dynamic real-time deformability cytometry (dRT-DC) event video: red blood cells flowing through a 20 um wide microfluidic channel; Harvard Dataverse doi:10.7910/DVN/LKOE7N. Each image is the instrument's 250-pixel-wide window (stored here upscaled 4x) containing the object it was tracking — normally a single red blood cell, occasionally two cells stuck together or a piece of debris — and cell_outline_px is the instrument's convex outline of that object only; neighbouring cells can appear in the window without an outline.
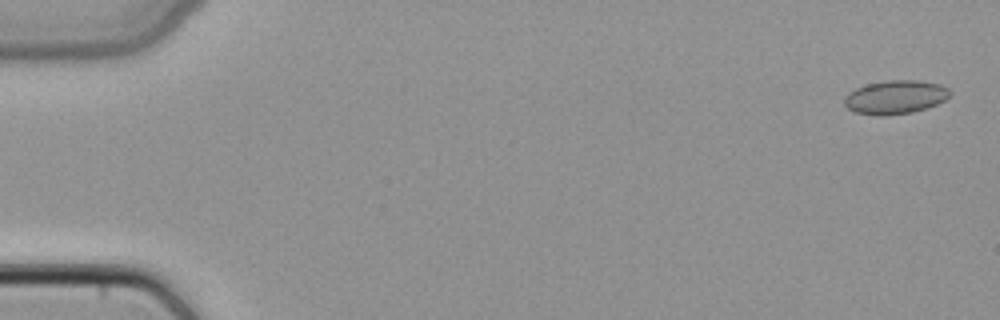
{"species": "common noctule bat (a hibernating species)", "species_latin": "Nyctalus noctula", "temperature_condition": "cold", "stored_images_in_passage": 49, "camera_frame_rate_fps": 3000, "um_per_image_px": 0.085, "animal": {"sex": "female", "body_mass_g": 22.7, "forearm_length_mm": 54.2}, "frame": {"image": 1, "passage_image": 2, "time_ms": 0.333, "image_size_px": [1000, 320], "cell_outline_px": [[952, 92], [944, 100], [928, 108], [912, 112], [888, 116], [876, 116], [856, 112], [848, 108], [844, 104], [844, 96], [848, 92], [856, 88], [868, 84], [892, 80], [920, 80], [940, 84], [948, 88]], "centroid_in_image_um": [76.1, 8.26], "position_along_channel_um": 8.9, "area_um2": 20.81}}
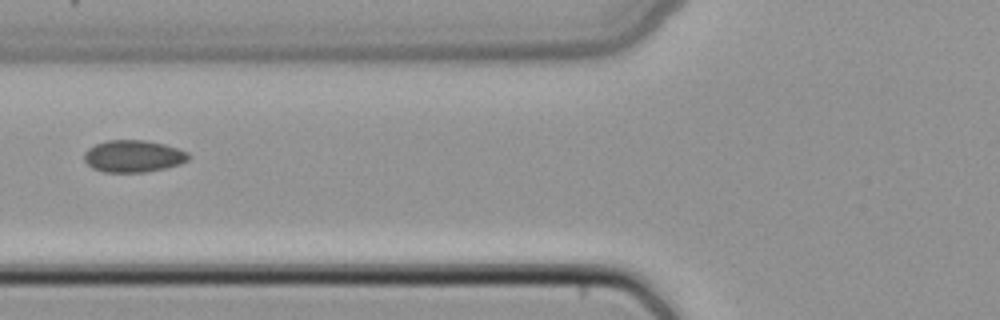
{"frame": {"image": 2, "passage_image": 20, "time_ms": 6.333, "image_size_px": [1000, 320], "cell_outline_px": [[192, 156], [188, 160], [180, 164], [164, 168], [144, 172], [104, 172], [92, 168], [84, 160], [84, 152], [88, 148], [96, 144], [108, 140], [144, 140], [164, 144], [188, 152]], "centroid_in_image_um": [11.33, 13.27], "position_along_channel_um": 114.5, "area_um2": 19.48}}
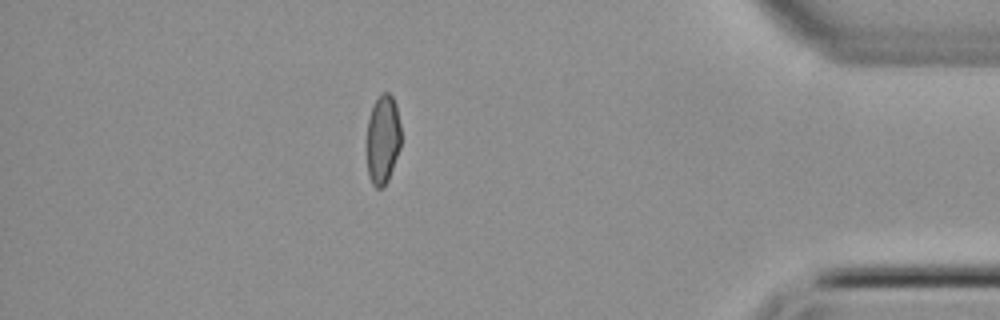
{"frame": {"image": 3, "passage_image": 43, "time_ms": 14.0, "image_size_px": [1000, 320], "cell_outline_px": [[400, 148], [388, 180], [380, 188], [376, 188], [372, 184], [368, 176], [368, 116], [380, 92], [388, 92], [392, 96], [396, 104], [400, 124]], "centroid_in_image_um": [32.55, 11.82], "position_along_channel_um": 402.7, "area_um2": 17.63}}